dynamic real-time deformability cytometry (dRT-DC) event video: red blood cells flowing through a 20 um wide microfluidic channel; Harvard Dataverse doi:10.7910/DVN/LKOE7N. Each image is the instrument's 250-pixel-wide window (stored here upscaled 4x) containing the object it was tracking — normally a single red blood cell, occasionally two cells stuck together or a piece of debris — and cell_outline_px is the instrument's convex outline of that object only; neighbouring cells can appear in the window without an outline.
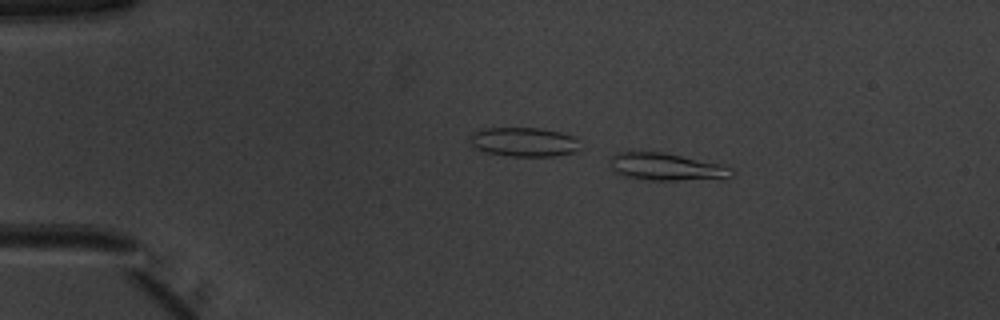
{"species": "common noctule bat (a hibernating species)", "species_latin": "Nyctalus noctula", "temperature_condition": "warm", "stored_images_in_passage": 43, "camera_frame_rate_fps": 3000, "um_per_image_px": 0.085, "animal": {"sex": "male", "body_mass_g": 20.1, "forearm_length_mm": 53.5}, "frame": {"image": 1, "passage_image": 1, "time_ms": 0.0, "image_size_px": [1000, 320], "cell_outline_px": [[736, 172], [732, 176], [680, 180], [652, 180], [620, 176], [612, 172], [612, 156], [620, 152], [664, 152], [720, 164], [732, 168]], "centroid_in_image_um": [56.6, 14.18], "position_along_channel_um": 28.4, "area_um2": 19.07}}
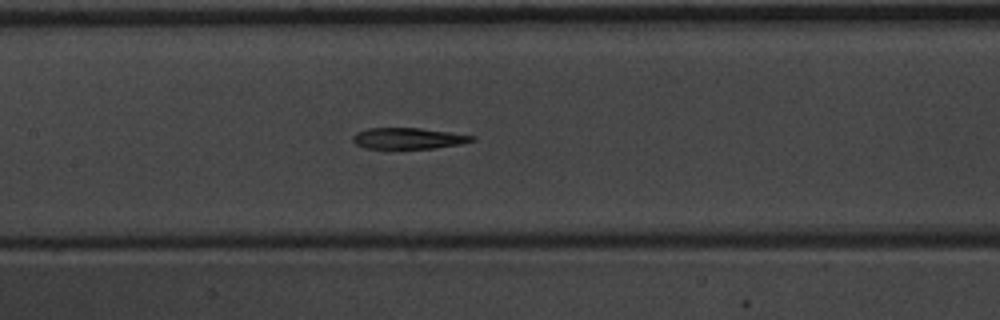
{"frame": {"image": 2, "passage_image": 17, "time_ms": 5.333, "image_size_px": [1000, 320], "cell_outline_px": [[476, 140], [460, 144], [436, 148], [364, 148], [356, 144], [352, 140], [352, 136], [356, 132], [368, 128], [420, 128], [476, 136]], "centroid_in_image_um": [34.7, 11.76], "position_along_channel_um": 172.7, "area_um2": 14.62}}
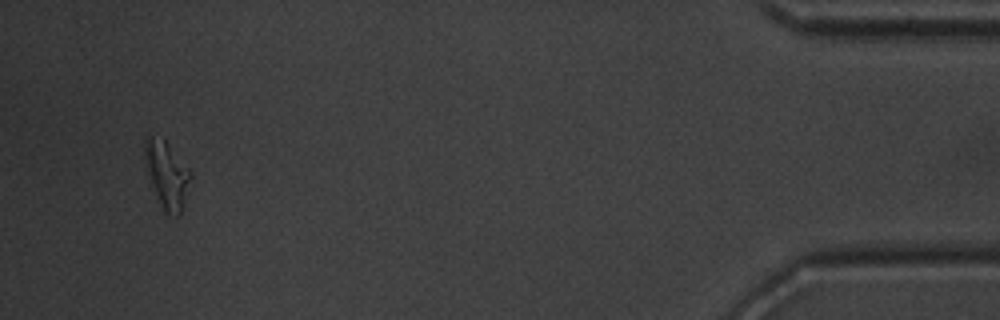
{"frame": {"image": 3, "passage_image": 41, "time_ms": 13.333, "image_size_px": [1000, 320], "cell_outline_px": [[192, 176], [184, 204], [180, 216], [176, 216], [164, 212], [152, 184], [144, 156], [144, 140], [148, 136], [164, 136], [192, 172]], "centroid_in_image_um": [14.22, 14.79], "position_along_channel_um": 421.0, "area_um2": 17.98}, "authors_computed_cell_mechanics": {"area_um2": 16.3574, "velocity_mm_per_s": 3.9884, "shape_relaxation_time_tau1_ms": 7.1987, "shape_relaxation_time_tau2_ms": null, "deformation_change_tau1": 0.2271, "deformation_change_tau2": null}}